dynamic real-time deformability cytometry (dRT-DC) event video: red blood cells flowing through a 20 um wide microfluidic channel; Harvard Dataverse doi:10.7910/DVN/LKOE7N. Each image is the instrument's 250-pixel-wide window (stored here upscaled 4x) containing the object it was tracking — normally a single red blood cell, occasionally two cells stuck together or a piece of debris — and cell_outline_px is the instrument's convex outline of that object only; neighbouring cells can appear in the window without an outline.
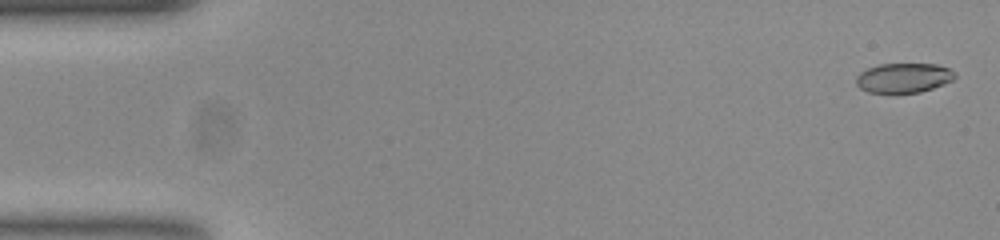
{"species": "common noctule bat (a hibernating species)", "species_latin": "Nyctalus noctula", "temperature_condition": "room temperature", "stored_images_in_passage": 54, "camera_frame_rate_fps": 3000, "um_per_image_px": 0.085, "animal": {"sex": "female", "body_mass_g": 23.0, "forearm_length_mm": 53.4}, "frame": {"image": 1, "passage_image": 1, "time_ms": 0.0, "image_size_px": [1000, 240], "cell_outline_px": [[956, 76], [952, 80], [944, 84], [920, 92], [868, 92], [860, 88], [856, 84], [856, 76], [860, 72], [868, 68], [880, 64], [936, 64], [948, 68], [956, 72]], "centroid_in_image_um": [76.81, 6.61], "position_along_channel_um": 8.2, "area_um2": 16.94}}
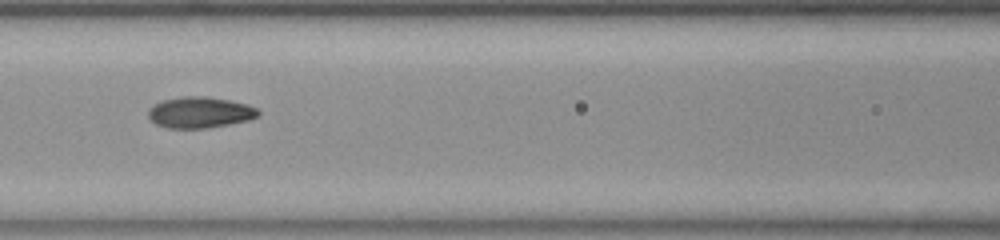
{"frame": {"image": 2, "passage_image": 23, "time_ms": 7.333, "image_size_px": [1000, 240], "cell_outline_px": [[260, 116], [248, 120], [208, 128], [168, 128], [156, 124], [148, 116], [148, 108], [152, 104], [160, 100], [184, 96], [208, 96], [248, 104], [256, 108], [260, 112]], "centroid_in_image_um": [16.97, 9.54], "position_along_channel_um": 149.6, "area_um2": 20.11}}
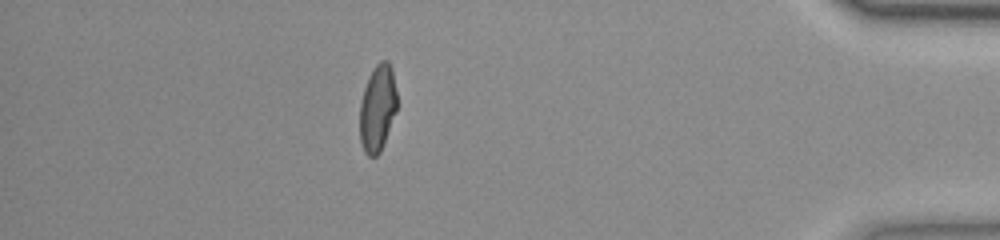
{"frame": {"image": 3, "passage_image": 47, "time_ms": 15.333, "image_size_px": [1000, 240], "cell_outline_px": [[396, 112], [380, 152], [376, 156], [368, 156], [364, 152], [360, 144], [360, 100], [368, 76], [376, 64], [380, 60], [388, 60], [392, 68], [396, 92]], "centroid_in_image_um": [32.07, 9.18], "position_along_channel_um": 403.1, "area_um2": 18.9}, "authors_computed_cell_mechanics": {"area_um2": 19.1896, "velocity_mm_per_s": 3.7788, "shape_relaxation_time_tau1_ms": 5.0799, "shape_relaxation_time_tau2_ms": 1.7064, "deformation_change_tau1": 0.182, "deformation_change_tau2": 0.0618}}